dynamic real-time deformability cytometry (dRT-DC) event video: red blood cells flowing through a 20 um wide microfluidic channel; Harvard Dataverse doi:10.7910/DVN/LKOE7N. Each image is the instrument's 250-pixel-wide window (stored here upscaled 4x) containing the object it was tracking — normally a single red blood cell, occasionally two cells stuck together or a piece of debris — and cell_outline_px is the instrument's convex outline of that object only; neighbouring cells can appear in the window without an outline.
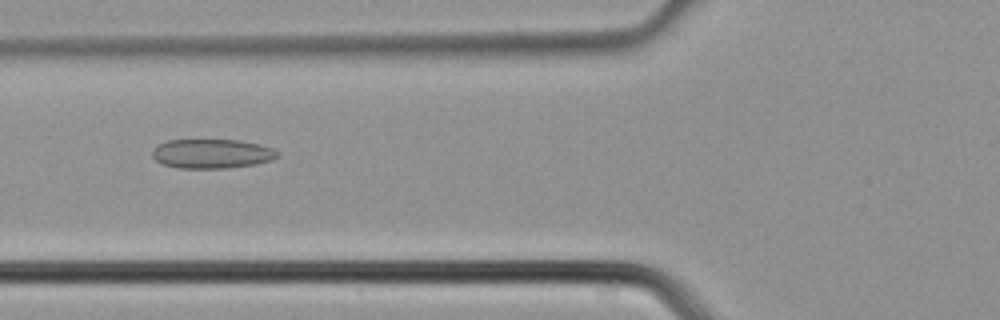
{"species": "common noctule bat (a hibernating species)", "species_latin": "Nyctalus noctula", "temperature_condition": "cold", "stored_images_in_passage": 5, "camera_frame_rate_fps": 3000, "um_per_image_px": 0.085, "animal": {"sex": "male", "body_mass_g": 21.5, "forearm_length_mm": 52.0}, "frame": {"image": 1, "passage_image": 4, "time_ms": 1.0, "image_size_px": [1000, 320], "cell_outline_px": [[280, 156], [272, 160], [256, 164], [224, 168], [180, 168], [164, 164], [156, 160], [152, 156], [152, 152], [156, 144], [168, 140], [240, 140], [260, 144], [272, 148], [280, 152]], "centroid_in_image_um": [18.04, 13.05], "position_along_channel_um": 107.8, "area_um2": 21.5}}
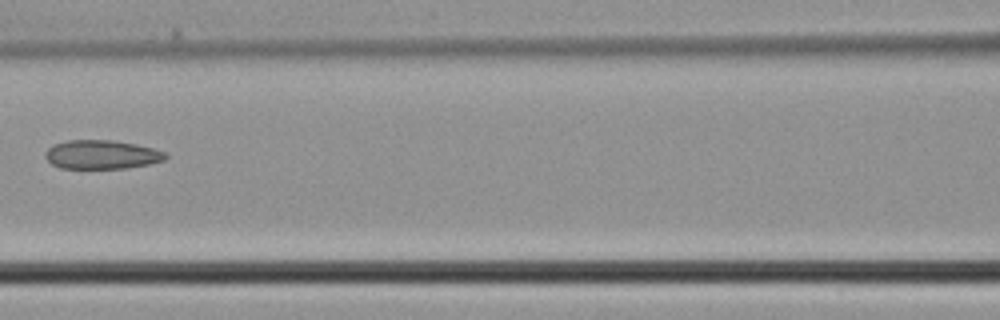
{"frame": {"image": 2, "passage_image": 5, "time_ms": 1.333, "image_size_px": [1000, 320], "cell_outline_px": [[168, 156], [164, 160], [148, 164], [128, 168], [60, 168], [52, 164], [44, 156], [44, 152], [48, 148], [56, 144], [68, 140], [112, 140], [136, 144], [168, 152]], "centroid_in_image_um": [8.66, 13.14], "position_along_channel_um": 157.9, "area_um2": 20.23}}